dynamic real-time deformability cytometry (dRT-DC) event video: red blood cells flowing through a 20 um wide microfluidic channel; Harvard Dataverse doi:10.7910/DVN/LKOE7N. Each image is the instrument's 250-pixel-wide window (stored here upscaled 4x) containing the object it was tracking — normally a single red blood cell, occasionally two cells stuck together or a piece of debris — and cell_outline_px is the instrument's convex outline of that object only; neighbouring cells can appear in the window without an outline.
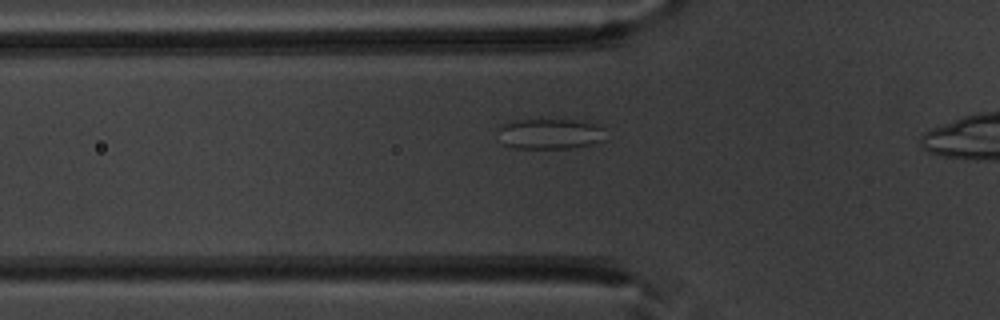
{"species": "common noctule bat (a hibernating species)", "species_latin": "Nyctalus noctula", "temperature_condition": "warm", "stored_images_in_passage": 33, "camera_frame_rate_fps": 3000, "um_per_image_px": 0.085, "animal": {"sex": "male", "body_mass_g": 20.1, "forearm_length_mm": 53.5}, "frame": {"image": 1, "passage_image": 5, "time_ms": 1.333, "image_size_px": [1000, 320], "cell_outline_px": [[608, 140], [592, 144], [568, 148], [512, 148], [500, 144], [500, 124], [520, 120], [572, 120], [596, 124], [604, 128]], "centroid_in_image_um": [46.78, 11.39], "position_along_channel_um": 79.0, "area_um2": 19.25}}
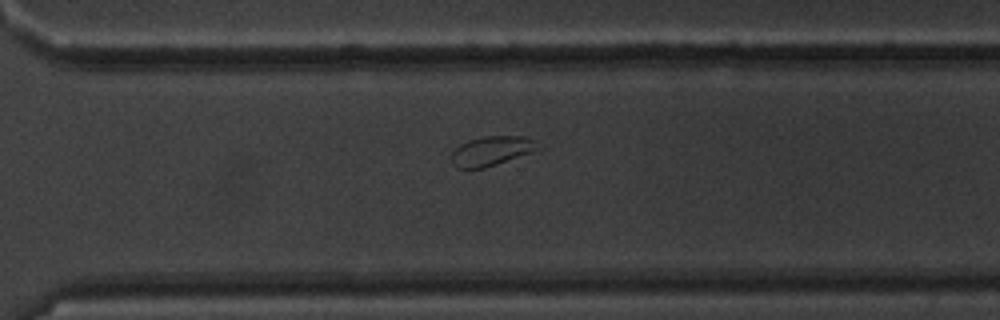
{"frame": {"image": 2, "passage_image": 24, "time_ms": 7.667, "image_size_px": [1000, 320], "cell_outline_px": [[544, 148], [484, 168], [456, 168], [452, 164], [452, 152], [460, 144], [468, 140], [484, 136], [524, 136], [536, 140]], "centroid_in_image_um": [41.83, 12.81], "position_along_channel_um": 328.8, "area_um2": 14.97}}
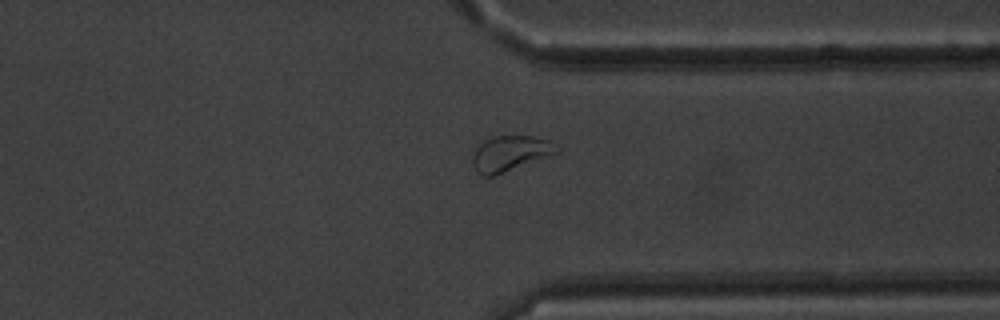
{"frame": {"image": 3, "passage_image": 27, "time_ms": 8.667, "image_size_px": [1000, 320], "cell_outline_px": [[560, 152], [492, 176], [480, 176], [476, 172], [472, 164], [472, 156], [476, 148], [484, 140], [492, 136], [532, 136], [548, 140], [560, 148]], "centroid_in_image_um": [43.33, 13.04], "position_along_channel_um": 368.1, "area_um2": 17.28}, "authors_computed_cell_mechanics": {"area_um2": 16.5308, "velocity_mm_per_s": 3.9367, "shape_relaxation_time_tau1_ms": 5.3779, "shape_relaxation_time_tau2_ms": null, "deformation_change_tau1": 0.0889, "deformation_change_tau2": null}}